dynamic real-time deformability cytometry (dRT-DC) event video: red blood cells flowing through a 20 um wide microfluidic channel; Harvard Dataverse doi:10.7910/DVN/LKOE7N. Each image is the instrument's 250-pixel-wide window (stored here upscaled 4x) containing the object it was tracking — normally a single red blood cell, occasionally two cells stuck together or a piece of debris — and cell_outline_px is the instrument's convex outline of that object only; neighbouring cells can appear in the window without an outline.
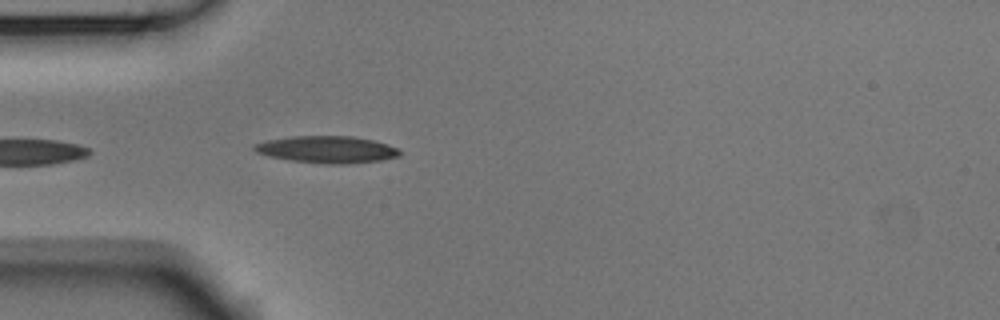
{"species": "Egyptian fruit bat (a non-hibernating species)", "species_latin": "Rousettus aegyptiacus", "temperature_condition": "room temperature", "stored_images_in_passage": 26, "camera_frame_rate_fps": 3000, "um_per_image_px": 0.085, "animal": {"sex": "male"}, "frame": {"image": 1, "passage_image": 1, "time_ms": 0.0, "image_size_px": [1000, 320], "cell_outline_px": [[400, 156], [380, 160], [344, 164], [324, 164], [292, 160], [268, 156], [256, 152], [252, 148], [252, 144], [264, 140], [292, 136], [352, 136], [372, 140], [388, 144], [400, 148]], "centroid_in_image_um": [27.77, 12.7], "position_along_channel_um": 57.2, "area_um2": 23.0}, "authors_computed_cell_mechanics": {"area_um2": 22.1952, "velocity_mm_per_s": 3.733, "shape_relaxation_time_tau1_ms": 3.5835, "shape_relaxation_time_tau2_ms": 8.8799, "deformation_change_tau1": 0.1043, "deformation_change_tau2": 0.1342}}